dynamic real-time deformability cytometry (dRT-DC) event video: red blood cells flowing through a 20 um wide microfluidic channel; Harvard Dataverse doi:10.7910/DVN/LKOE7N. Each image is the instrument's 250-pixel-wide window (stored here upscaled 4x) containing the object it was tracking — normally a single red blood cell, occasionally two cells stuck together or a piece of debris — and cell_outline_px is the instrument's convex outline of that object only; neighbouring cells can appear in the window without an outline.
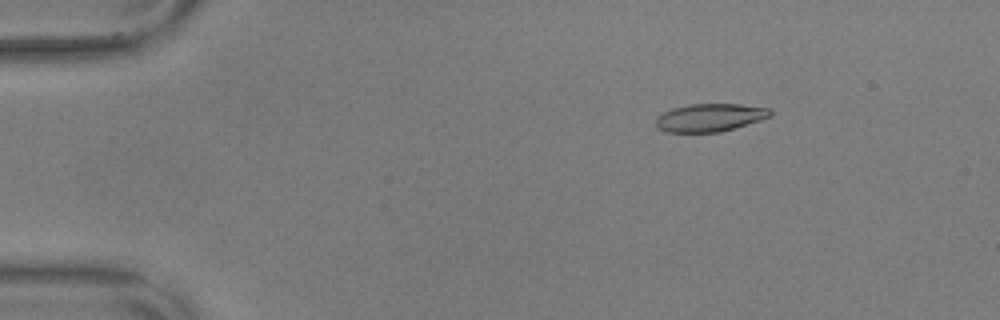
{"species": "common noctule bat (a hibernating species)", "species_latin": "Nyctalus noctula", "temperature_condition": "warm", "stored_images_in_passage": 57, "camera_frame_rate_fps": 3000, "um_per_image_px": 0.085, "animal": {"sex": "male", "body_mass_g": 17.9, "forearm_length_mm": 54.2}, "frame": {"image": 1, "passage_image": 9, "time_ms": 2.667, "image_size_px": [1000, 320], "cell_outline_px": [[772, 116], [760, 120], [720, 132], [668, 132], [656, 128], [656, 120], [664, 112], [672, 108], [688, 104], [740, 104], [768, 108], [772, 112]], "centroid_in_image_um": [60.34, 9.99], "position_along_channel_um": 24.7, "area_um2": 18.5}}
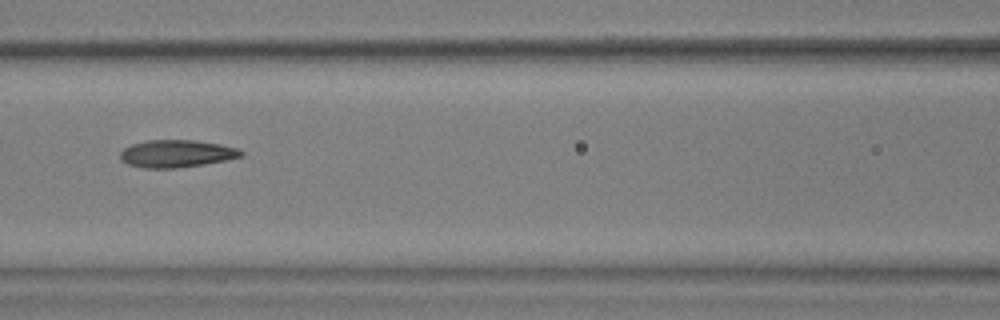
{"frame": {"image": 2, "passage_image": 26, "time_ms": 8.333, "image_size_px": [1000, 320], "cell_outline_px": [[244, 156], [204, 164], [176, 168], [144, 168], [128, 164], [120, 160], [120, 152], [124, 148], [132, 144], [144, 140], [192, 140], [220, 144], [240, 148], [244, 152]], "centroid_in_image_um": [15.01, 13.05], "position_along_channel_um": 151.6, "area_um2": 19.42}}
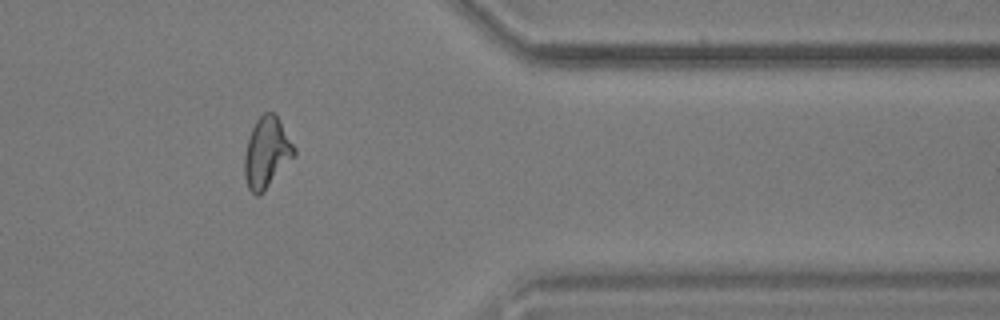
{"frame": {"image": 3, "passage_image": 47, "time_ms": 15.333, "image_size_px": [1000, 320], "cell_outline_px": [[296, 156], [264, 192], [260, 196], [256, 196], [248, 188], [244, 176], [244, 152], [252, 128], [256, 120], [264, 112], [276, 112], [296, 148]], "centroid_in_image_um": [22.69, 12.98], "position_along_channel_um": 388.7, "area_um2": 20.98}, "authors_computed_cell_mechanics": {"area_um2": 19.4786, "velocity_mm_per_s": 3.6044, "shape_relaxation_time_tau1_ms": 4.3667, "shape_relaxation_time_tau2_ms": 3.1524, "deformation_change_tau1": 0.1724, "deformation_change_tau2": 0.1192}}